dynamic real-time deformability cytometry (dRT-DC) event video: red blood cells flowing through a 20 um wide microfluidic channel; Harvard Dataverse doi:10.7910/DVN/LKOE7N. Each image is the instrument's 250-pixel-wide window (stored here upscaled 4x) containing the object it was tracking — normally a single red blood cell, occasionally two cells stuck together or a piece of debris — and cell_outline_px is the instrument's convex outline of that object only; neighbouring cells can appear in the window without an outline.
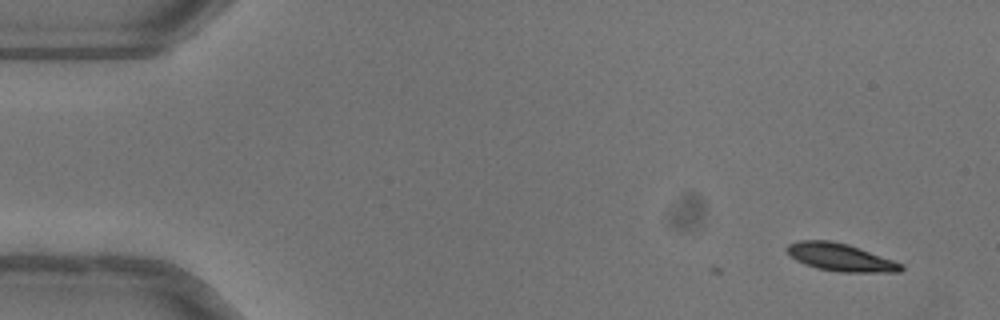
{"species": "common noctule bat (a hibernating species)", "species_latin": "Nyctalus noctula", "temperature_condition": "warm", "stored_images_in_passage": 2, "camera_frame_rate_fps": 3000, "um_per_image_px": 0.085, "animal": {"sex": "female"}, "frame": {"image": 1, "passage_image": 2, "time_ms": 0.333, "image_size_px": [1000, 320], "cell_outline_px": [[904, 268], [900, 272], [840, 272], [816, 268], [804, 264], [796, 260], [784, 248], [788, 244], [800, 240], [832, 240], [848, 244], [860, 248], [904, 264]], "centroid_in_image_um": [71.44, 21.86], "position_along_channel_um": 13.6, "area_um2": 18.5}}